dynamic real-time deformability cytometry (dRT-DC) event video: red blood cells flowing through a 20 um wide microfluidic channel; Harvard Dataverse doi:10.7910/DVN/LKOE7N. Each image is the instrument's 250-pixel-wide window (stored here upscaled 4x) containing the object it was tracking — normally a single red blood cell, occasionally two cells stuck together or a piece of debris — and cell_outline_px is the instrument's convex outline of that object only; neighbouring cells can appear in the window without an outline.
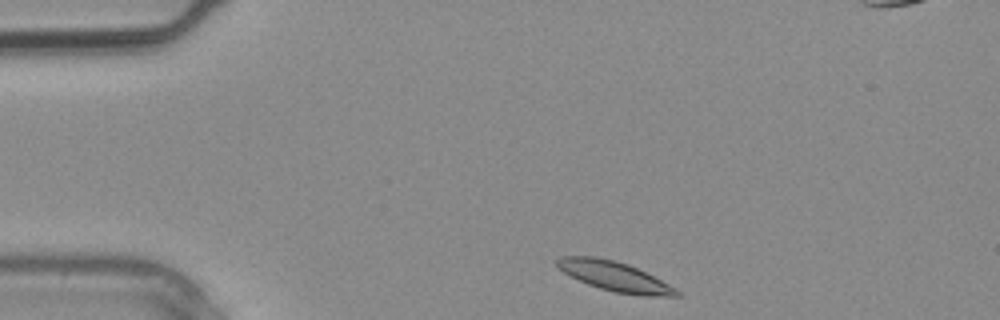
{"species": "common noctule bat (a hibernating species)", "species_latin": "Nyctalus noctula", "temperature_condition": "warm", "stored_images_in_passage": 2, "camera_frame_rate_fps": 3000, "um_per_image_px": 0.085, "animal": {"sex": "male", "body_mass_g": 20.4}, "frame": {"image": 1, "passage_image": 1, "time_ms": 0.0, "image_size_px": [1000, 320], "cell_outline_px": [[680, 296], [640, 296], [616, 292], [600, 288], [588, 284], [564, 272], [552, 260], [560, 256], [596, 256], [628, 264], [676, 288], [680, 292]], "centroid_in_image_um": [52.22, 23.48], "position_along_channel_um": 32.8, "area_um2": 20.4}}